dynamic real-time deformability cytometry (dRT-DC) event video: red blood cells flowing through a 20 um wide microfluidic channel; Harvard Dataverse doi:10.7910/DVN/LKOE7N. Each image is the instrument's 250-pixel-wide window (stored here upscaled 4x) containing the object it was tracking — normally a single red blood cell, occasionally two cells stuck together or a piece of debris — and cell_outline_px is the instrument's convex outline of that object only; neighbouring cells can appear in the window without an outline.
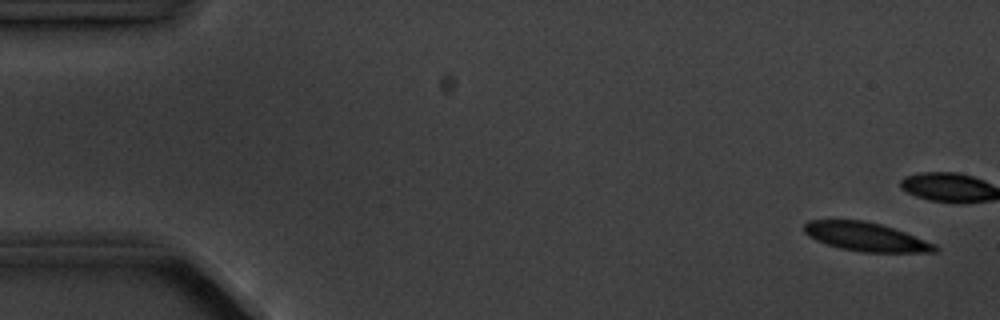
{"species": "common noctule bat (a hibernating species)", "species_latin": "Nyctalus noctula", "temperature_condition": "cold", "stored_images_in_passage": 5, "camera_frame_rate_fps": 3000, "um_per_image_px": 0.085, "animal": {"sex": "male", "body_mass_g": 20.1, "forearm_length_mm": 53.5}, "frame": {"image": 1, "passage_image": 1, "time_ms": 0.0, "image_size_px": [1000, 320], "cell_outline_px": [[940, 252], [860, 252], [840, 248], [816, 240], [808, 236], [804, 232], [804, 224], [808, 220], [860, 220], [880, 224], [904, 232], [936, 244], [940, 248]], "centroid_in_image_um": [73.61, 20.14], "position_along_channel_um": 11.4, "area_um2": 21.79}}